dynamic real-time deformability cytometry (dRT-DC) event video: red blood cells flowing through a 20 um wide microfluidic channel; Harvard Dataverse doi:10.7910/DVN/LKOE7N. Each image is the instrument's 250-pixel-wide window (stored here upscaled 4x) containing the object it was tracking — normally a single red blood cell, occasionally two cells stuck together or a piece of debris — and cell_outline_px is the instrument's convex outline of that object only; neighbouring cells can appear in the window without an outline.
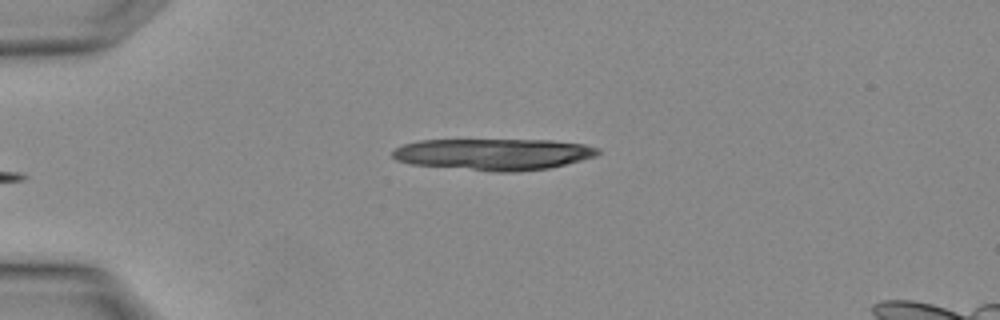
{"species": "Egyptian fruit bat (a non-hibernating species)", "species_latin": "Rousettus aegyptiacus", "temperature_condition": "warm", "stored_images_in_passage": 4, "camera_frame_rate_fps": 3000, "um_per_image_px": 0.085, "animal": {"sex": "female"}, "frame": {"image": 1, "passage_image": 4, "time_ms": 1.0, "image_size_px": [1000, 320], "cell_outline_px": [[600, 152], [596, 156], [548, 168], [516, 172], [500, 172], [412, 164], [396, 160], [392, 156], [392, 152], [396, 148], [404, 144], [420, 140], [552, 140], [584, 144], [600, 148]], "centroid_in_image_um": [41.97, 13.1], "position_along_channel_um": 43.0, "area_um2": 37.51}}